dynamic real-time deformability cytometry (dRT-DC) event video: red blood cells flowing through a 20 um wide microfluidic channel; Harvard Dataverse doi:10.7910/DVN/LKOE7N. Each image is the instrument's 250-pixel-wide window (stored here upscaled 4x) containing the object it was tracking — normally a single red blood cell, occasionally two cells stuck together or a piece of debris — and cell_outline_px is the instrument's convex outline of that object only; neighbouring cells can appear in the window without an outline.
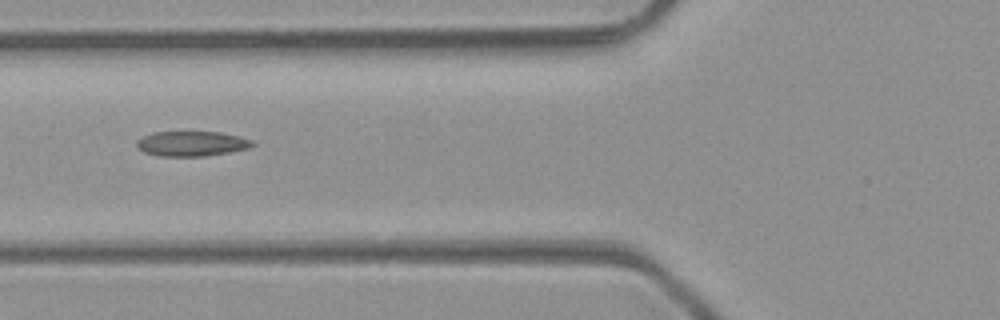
{"species": "common noctule bat (a hibernating species)", "species_latin": "Nyctalus noctula", "temperature_condition": "room temperature", "stored_images_in_passage": 6, "camera_frame_rate_fps": 3000, "um_per_image_px": 0.085, "animal": {"sex": "male", "body_mass_g": 23.1, "forearm_length_mm": 52.7}, "frame": {"image": 1, "passage_image": 6, "time_ms": 6.333, "image_size_px": [1000, 320], "cell_outline_px": [[256, 144], [252, 148], [232, 152], [204, 156], [160, 156], [144, 152], [136, 144], [136, 140], [152, 132], [220, 132], [252, 140]], "centroid_in_image_um": [16.33, 12.21], "position_along_channel_um": 109.5, "area_um2": 16.88}}